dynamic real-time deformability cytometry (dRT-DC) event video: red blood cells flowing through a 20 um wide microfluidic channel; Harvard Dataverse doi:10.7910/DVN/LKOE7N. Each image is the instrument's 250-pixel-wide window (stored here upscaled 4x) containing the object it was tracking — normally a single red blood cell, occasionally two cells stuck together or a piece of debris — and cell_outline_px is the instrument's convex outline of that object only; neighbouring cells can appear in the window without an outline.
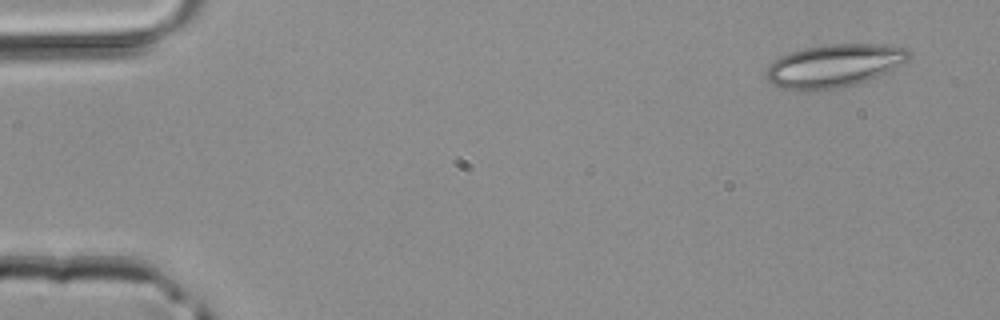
{"species": "common noctule bat (a hibernating species)", "species_latin": "Nyctalus noctula", "temperature_condition": "room temperature", "stored_images_in_passage": 4, "camera_frame_rate_fps": 3000, "um_per_image_px": 0.085, "animal": {"sex": "male", "body_mass_g": 20.4}, "frame": {"image": 1, "passage_image": 1, "time_ms": 0.0, "image_size_px": [1000, 320], "cell_outline_px": [[912, 56], [908, 60], [888, 72], [868, 80], [856, 84], [816, 92], [804, 92], [780, 88], [768, 84], [764, 76], [768, 68], [780, 56], [804, 48], [824, 44], [884, 44], [908, 48], [912, 52]], "centroid_in_image_um": [70.89, 5.61], "position_along_channel_um": 14.1, "area_um2": 36.47}}